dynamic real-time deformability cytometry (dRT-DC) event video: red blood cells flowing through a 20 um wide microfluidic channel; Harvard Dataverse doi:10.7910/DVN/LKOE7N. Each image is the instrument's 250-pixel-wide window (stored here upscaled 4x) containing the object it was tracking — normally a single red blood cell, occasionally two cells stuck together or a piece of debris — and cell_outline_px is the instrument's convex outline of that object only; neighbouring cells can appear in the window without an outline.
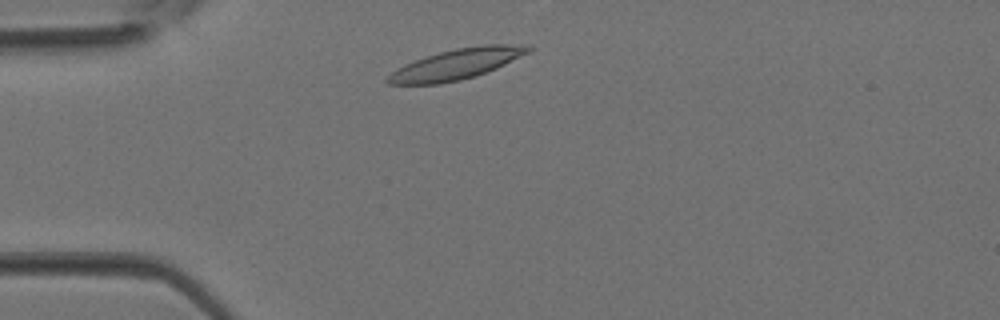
{"species": "Egyptian fruit bat (a non-hibernating species)", "species_latin": "Rousettus aegyptiacus", "temperature_condition": "room temperature", "stored_images_in_passage": 31, "camera_frame_rate_fps": 3000, "um_per_image_px": 0.085, "animal": {"sex": "female"}, "frame": {"image": 1, "passage_image": 3, "time_ms": 0.667, "image_size_px": [1000, 320], "cell_outline_px": [[536, 48], [496, 68], [476, 76], [460, 80], [440, 84], [388, 84], [384, 80], [392, 72], [404, 64], [440, 52], [456, 48], [480, 44], [532, 44]], "centroid_in_image_um": [38.85, 5.44], "position_along_channel_um": 46.1, "area_um2": 24.97}}
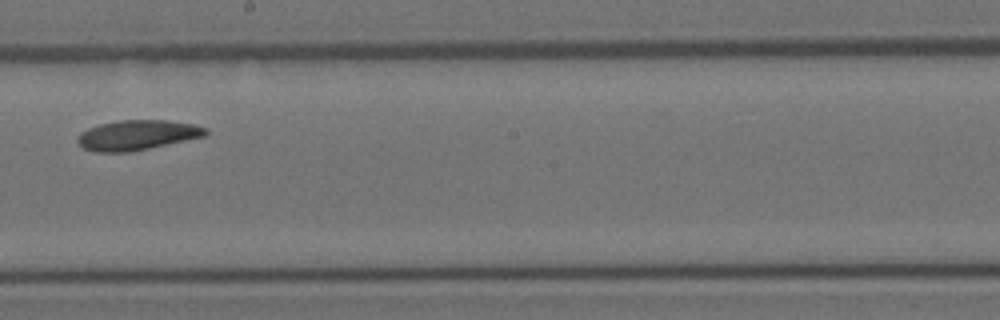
{"frame": {"image": 2, "passage_image": 15, "time_ms": 4.667, "image_size_px": [1000, 320], "cell_outline_px": [[208, 132], [204, 136], [148, 148], [128, 152], [96, 152], [84, 148], [76, 140], [80, 132], [88, 128], [100, 124], [120, 120], [164, 120], [192, 124], [208, 128]], "centroid_in_image_um": [11.63, 11.47], "position_along_channel_um": 236.6, "area_um2": 22.08}}
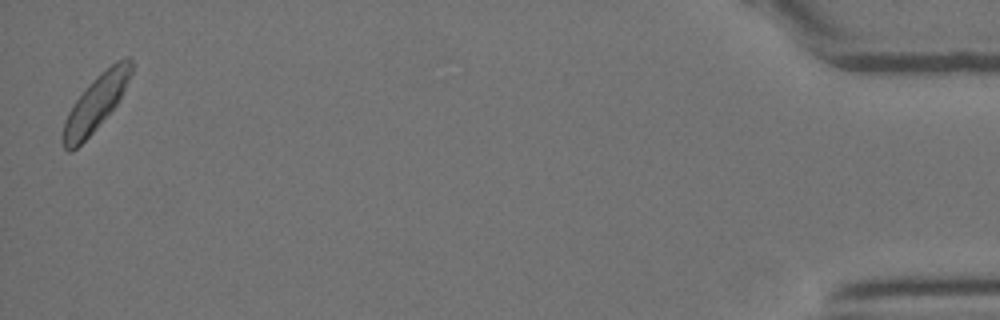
{"frame": {"image": 3, "passage_image": 31, "time_ms": 10.0, "image_size_px": [1000, 320], "cell_outline_px": [[132, 72], [116, 104], [96, 128], [72, 152], [68, 152], [64, 148], [60, 140], [60, 136], [64, 120], [68, 112], [76, 100], [88, 84], [92, 80], [112, 64], [124, 56], [128, 56], [132, 60]], "centroid_in_image_um": [8.08, 8.79], "position_along_channel_um": 427.1, "area_um2": 21.68}}